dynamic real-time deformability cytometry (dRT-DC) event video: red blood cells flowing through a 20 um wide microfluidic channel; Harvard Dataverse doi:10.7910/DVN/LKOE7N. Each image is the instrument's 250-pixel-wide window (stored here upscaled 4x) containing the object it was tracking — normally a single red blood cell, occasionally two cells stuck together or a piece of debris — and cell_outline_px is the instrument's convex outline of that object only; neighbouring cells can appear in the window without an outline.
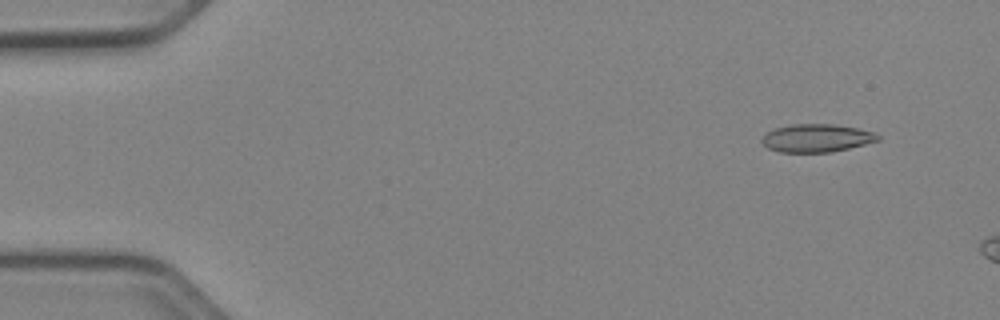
{"species": "Egyptian fruit bat (a non-hibernating species)", "species_latin": "Rousettus aegyptiacus", "temperature_condition": "cold", "stored_images_in_passage": 11, "camera_frame_rate_fps": 3000, "um_per_image_px": 0.085, "animal": {"sex": "female"}, "frame": {"image": 1, "passage_image": 5, "time_ms": 1.333, "image_size_px": [1000, 320], "cell_outline_px": [[880, 140], [832, 152], [780, 152], [768, 148], [760, 140], [764, 132], [776, 128], [792, 124], [832, 124], [856, 128], [876, 132], [880, 136]], "centroid_in_image_um": [69.39, 11.73], "position_along_channel_um": 15.6, "area_um2": 18.96}}